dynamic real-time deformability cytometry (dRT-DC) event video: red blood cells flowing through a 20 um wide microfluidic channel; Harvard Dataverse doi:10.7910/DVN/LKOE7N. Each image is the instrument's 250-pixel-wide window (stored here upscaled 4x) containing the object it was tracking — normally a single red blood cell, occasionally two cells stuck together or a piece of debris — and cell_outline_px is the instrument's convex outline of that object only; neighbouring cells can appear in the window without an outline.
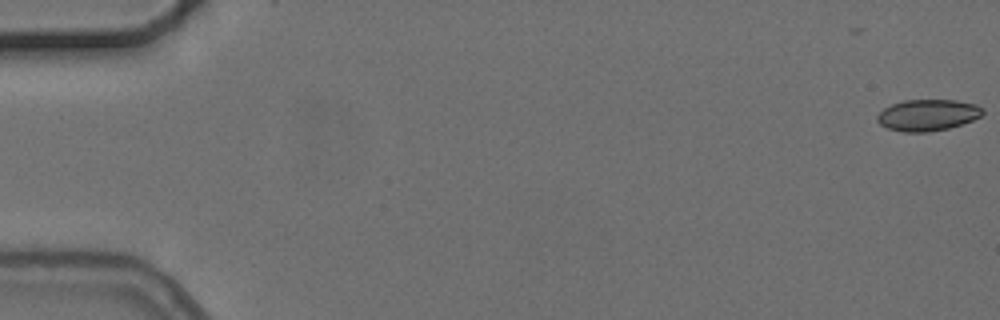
{"species": "common noctule bat (a hibernating species)", "species_latin": "Nyctalus noctula", "temperature_condition": "cold", "stored_images_in_passage": 8, "camera_frame_rate_fps": 3000, "um_per_image_px": 0.085, "animal": {"sex": "female", "body_mass_g": 24.6, "forearm_length_mm": 56.2}, "frame": {"image": 1, "passage_image": 1, "time_ms": 0.0, "image_size_px": [1000, 320], "cell_outline_px": [[984, 112], [980, 116], [972, 120], [948, 128], [928, 132], [904, 132], [888, 128], [880, 124], [876, 120], [876, 116], [884, 108], [892, 104], [904, 100], [956, 100], [976, 104], [984, 108]], "centroid_in_image_um": [78.85, 9.77], "position_along_channel_um": 6.2, "area_um2": 19.25}}
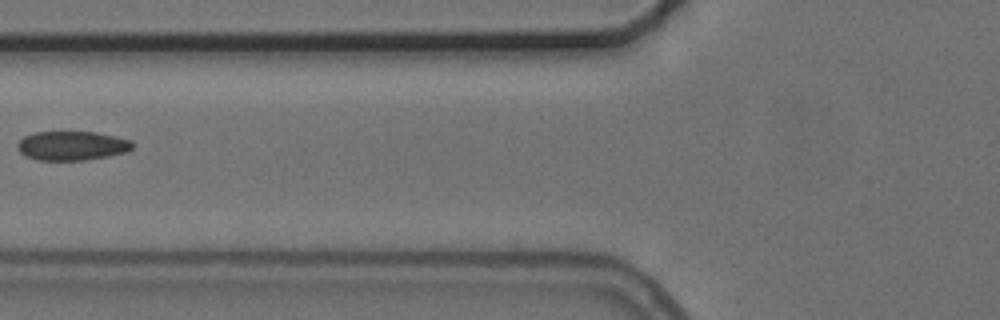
{"frame": {"image": 2, "passage_image": 7, "time_ms": 7.333, "image_size_px": [1000, 320], "cell_outline_px": [[132, 148], [128, 152], [108, 156], [84, 160], [36, 160], [24, 156], [20, 152], [16, 144], [24, 136], [32, 132], [96, 132], [132, 140]], "centroid_in_image_um": [6.1, 12.39], "position_along_channel_um": 119.7, "area_um2": 19.65}}
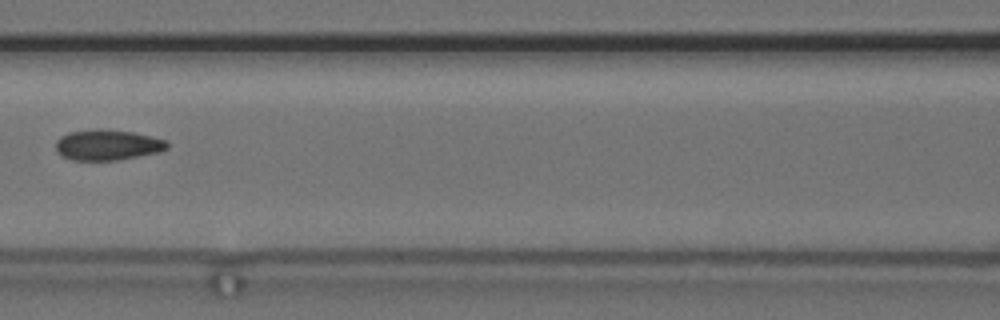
{"frame": {"image": 3, "passage_image": 8, "time_ms": 8.333, "image_size_px": [1000, 320], "cell_outline_px": [[168, 148], [160, 152], [116, 160], [72, 160], [60, 156], [56, 152], [56, 140], [60, 136], [68, 132], [100, 128], [132, 132], [152, 136], [168, 140]], "centroid_in_image_um": [9.12, 12.31], "position_along_channel_um": 157.5, "area_um2": 20.11}}